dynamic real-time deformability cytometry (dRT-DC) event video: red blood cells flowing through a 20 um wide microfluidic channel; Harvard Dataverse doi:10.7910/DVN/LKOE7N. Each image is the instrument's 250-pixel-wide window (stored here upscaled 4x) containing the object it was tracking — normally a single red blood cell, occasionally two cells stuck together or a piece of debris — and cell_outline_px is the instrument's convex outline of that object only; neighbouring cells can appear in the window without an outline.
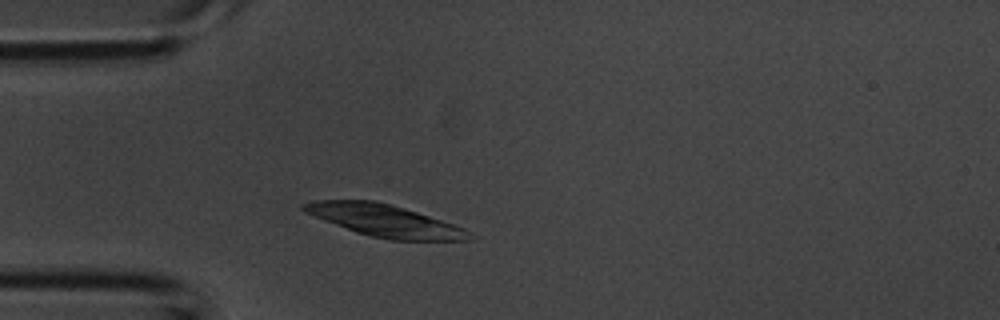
{"species": "common noctule bat (a hibernating species)", "species_latin": "Nyctalus noctula", "temperature_condition": "room temperature", "stored_images_in_passage": 2, "camera_frame_rate_fps": 3000, "um_per_image_px": 0.085, "animal": {"sex": "male", "body_mass_g": 20.1, "forearm_length_mm": 53.5}, "frame": {"image": 1, "passage_image": 2, "time_ms": 0.333, "image_size_px": [1000, 320], "cell_outline_px": [[476, 236], [472, 240], [388, 240], [356, 232], [324, 220], [304, 212], [300, 208], [300, 204], [312, 200], [376, 200], [392, 204], [464, 228], [472, 232]], "centroid_in_image_um": [32.69, 18.75], "position_along_channel_um": 52.3, "area_um2": 30.87}}